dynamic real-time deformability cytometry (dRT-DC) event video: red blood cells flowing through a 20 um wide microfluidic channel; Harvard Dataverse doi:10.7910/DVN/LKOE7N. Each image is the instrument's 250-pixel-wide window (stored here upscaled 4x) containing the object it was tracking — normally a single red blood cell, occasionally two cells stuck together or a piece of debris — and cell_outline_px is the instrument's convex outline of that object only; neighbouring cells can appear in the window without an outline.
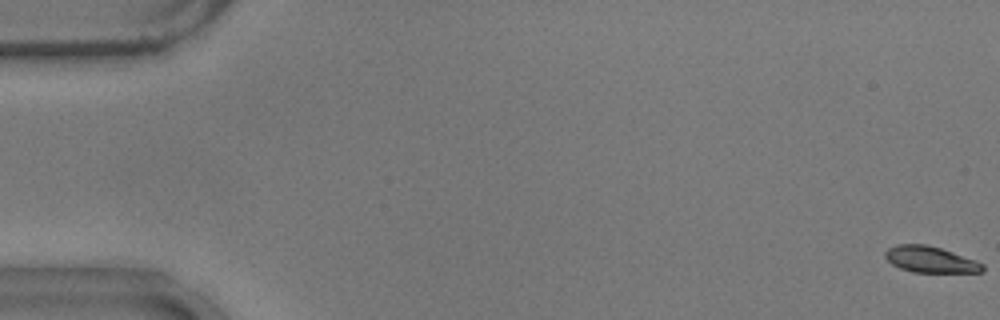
{"species": "common noctule bat (a hibernating species)", "species_latin": "Nyctalus noctula", "temperature_condition": "warm", "stored_images_in_passage": 56, "camera_frame_rate_fps": 3000, "um_per_image_px": 0.085, "animal": {"sex": "male", "body_mass_g": 17.9}, "frame": {"image": 1, "passage_image": 1, "time_ms": 0.0, "image_size_px": [1000, 320], "cell_outline_px": [[984, 272], [912, 272], [900, 268], [892, 264], [884, 256], [884, 252], [888, 248], [896, 244], [924, 244], [940, 248], [976, 260], [984, 264]], "centroid_in_image_um": [79.07, 22.06], "position_along_channel_um": 5.9, "area_um2": 14.85}}
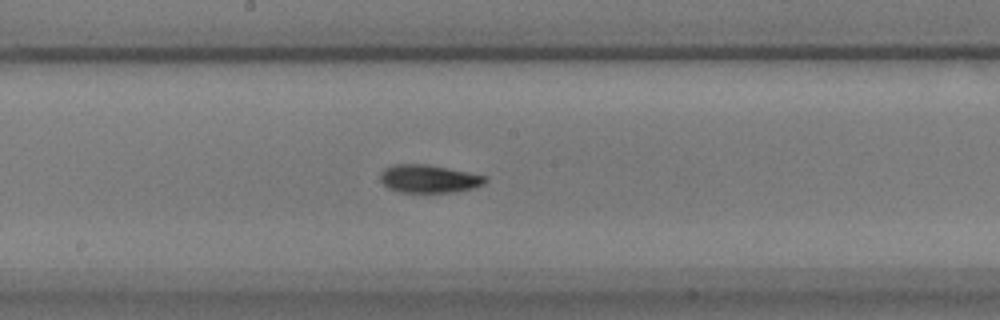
{"frame": {"image": 2, "passage_image": 30, "time_ms": 9.667, "image_size_px": [1000, 320], "cell_outline_px": [[488, 180], [484, 184], [472, 188], [452, 192], [400, 192], [388, 188], [380, 180], [380, 172], [384, 168], [392, 164], [428, 164], [488, 176]], "centroid_in_image_um": [36.44, 15.18], "position_along_channel_um": 211.8, "area_um2": 17.22}}
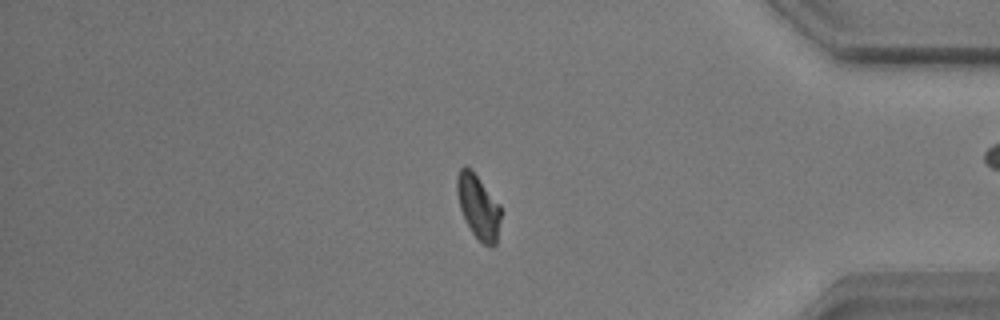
{"frame": {"image": 3, "passage_image": 47, "time_ms": 15.333, "image_size_px": [1000, 320], "cell_outline_px": [[500, 220], [496, 244], [492, 248], [484, 244], [472, 232], [460, 208], [456, 192], [456, 176], [460, 168], [468, 168], [476, 176], [500, 204]], "centroid_in_image_um": [40.65, 17.6], "position_along_channel_um": 394.5, "area_um2": 15.95}, "authors_computed_cell_mechanics": {"area_um2": 16.6175, "velocity_mm_per_s": 3.7205, "shape_relaxation_time_tau1_ms": 3.8282, "shape_relaxation_time_tau2_ms": 3.0941, "deformation_change_tau1": 0.1388, "deformation_change_tau2": 0.072}}